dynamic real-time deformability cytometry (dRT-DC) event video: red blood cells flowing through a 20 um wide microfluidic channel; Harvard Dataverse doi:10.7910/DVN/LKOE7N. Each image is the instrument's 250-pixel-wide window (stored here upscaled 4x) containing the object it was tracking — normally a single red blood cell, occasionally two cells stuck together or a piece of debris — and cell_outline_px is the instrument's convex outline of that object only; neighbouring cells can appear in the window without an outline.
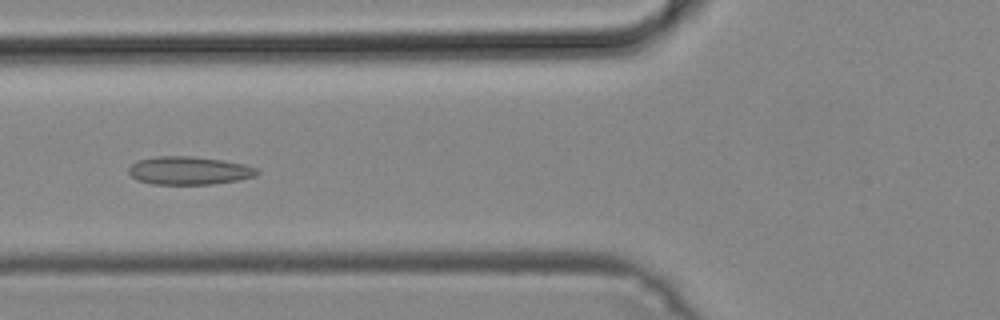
{"species": "common noctule bat (a hibernating species)", "species_latin": "Nyctalus noctula", "temperature_condition": "cold", "stored_images_in_passage": 48, "camera_frame_rate_fps": 3000, "um_per_image_px": 0.085, "animal": {"sex": "male", "body_mass_g": 19.2, "forearm_length_mm": 51.8}, "frame": {"image": 1, "passage_image": 18, "time_ms": 5.667, "image_size_px": [1000, 320], "cell_outline_px": [[260, 172], [256, 176], [236, 180], [212, 184], [152, 184], [136, 180], [128, 172], [128, 168], [136, 160], [156, 156], [192, 156], [224, 160], [244, 164], [260, 168]], "centroid_in_image_um": [16.08, 14.49], "position_along_channel_um": 109.7, "area_um2": 21.27}}
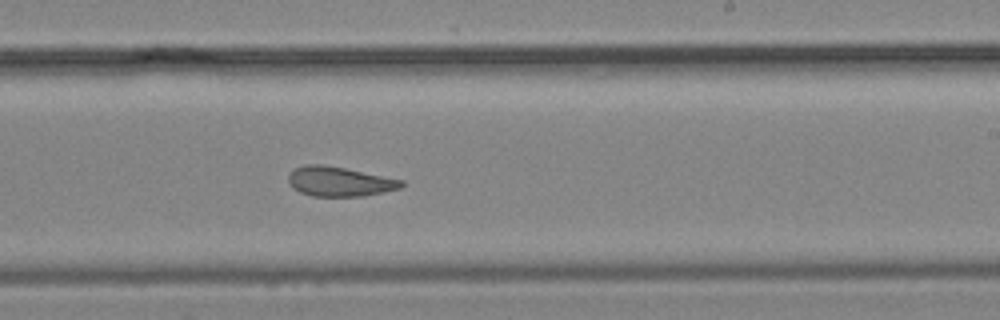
{"frame": {"image": 2, "passage_image": 29, "time_ms": 9.333, "image_size_px": [1000, 320], "cell_outline_px": [[404, 184], [400, 188], [364, 196], [312, 196], [300, 192], [292, 188], [288, 180], [288, 176], [296, 168], [304, 164], [324, 164], [404, 180]], "centroid_in_image_um": [28.84, 15.43], "position_along_channel_um": 260.2, "area_um2": 19.42}}
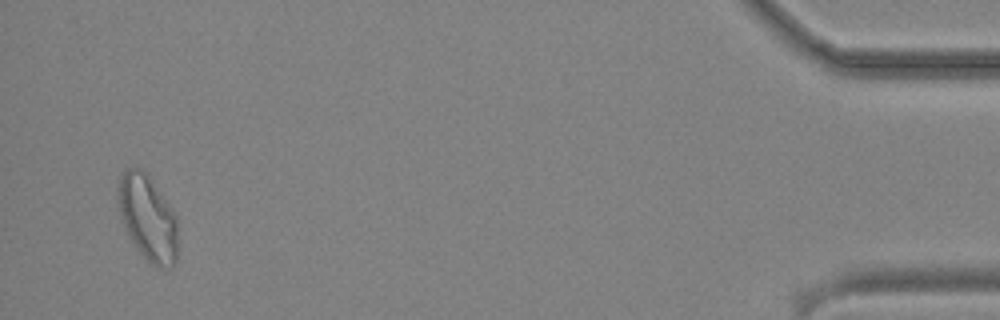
{"frame": {"image": 3, "passage_image": 47, "time_ms": 15.333, "image_size_px": [1000, 320], "cell_outline_px": [[176, 260], [172, 268], [160, 268], [152, 264], [136, 248], [120, 220], [116, 196], [116, 188], [120, 176], [124, 168], [140, 168], [148, 172], [176, 216]], "centroid_in_image_um": [12.51, 18.46], "position_along_channel_um": 422.7, "area_um2": 30.17}}